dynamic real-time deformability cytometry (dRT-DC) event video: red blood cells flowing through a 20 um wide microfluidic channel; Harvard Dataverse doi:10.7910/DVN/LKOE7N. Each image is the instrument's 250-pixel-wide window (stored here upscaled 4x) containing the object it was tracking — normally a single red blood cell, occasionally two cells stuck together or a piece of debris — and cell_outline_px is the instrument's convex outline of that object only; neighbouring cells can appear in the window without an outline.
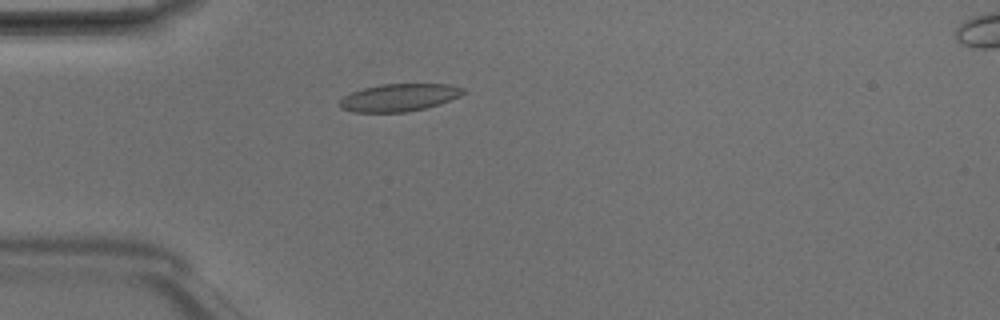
{"species": "Egyptian fruit bat (a non-hibernating species)", "species_latin": "Rousettus aegyptiacus", "temperature_condition": "room temperature", "stored_images_in_passage": 4, "camera_frame_rate_fps": 3000, "um_per_image_px": 0.085, "animal": {"sex": "male"}, "frame": {"image": 1, "passage_image": 3, "time_ms": 0.667, "image_size_px": [1000, 320], "cell_outline_px": [[468, 92], [460, 96], [440, 104], [424, 108], [404, 112], [352, 112], [340, 108], [340, 100], [344, 96], [352, 92], [364, 88], [380, 84], [448, 84], [464, 88]], "centroid_in_image_um": [33.95, 8.28], "position_along_channel_um": 51.1, "area_um2": 19.83}}